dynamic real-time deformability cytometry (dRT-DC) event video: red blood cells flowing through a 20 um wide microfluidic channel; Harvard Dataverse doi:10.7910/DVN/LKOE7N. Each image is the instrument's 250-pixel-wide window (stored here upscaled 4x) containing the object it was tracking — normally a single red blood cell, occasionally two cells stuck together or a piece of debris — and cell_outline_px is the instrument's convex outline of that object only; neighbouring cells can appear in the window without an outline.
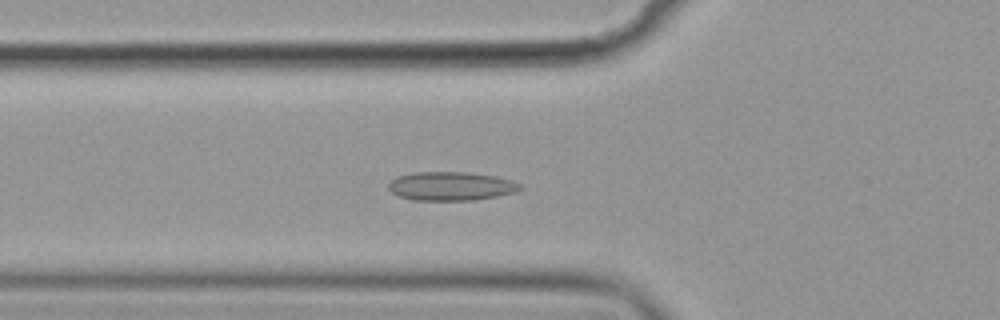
{"species": "common noctule bat (a hibernating species)", "species_latin": "Nyctalus noctula", "temperature_condition": "cold", "stored_images_in_passage": 41, "camera_frame_rate_fps": 3000, "um_per_image_px": 0.085, "animal": {"sex": "female", "body_mass_g": 19.9}, "frame": {"image": 1, "passage_image": 5, "time_ms": 1.333, "image_size_px": [1000, 320], "cell_outline_px": [[524, 188], [516, 192], [496, 196], [472, 200], [412, 200], [400, 196], [392, 192], [388, 188], [388, 184], [396, 176], [412, 172], [468, 172], [496, 176], [512, 180], [520, 184]], "centroid_in_image_um": [38.34, 15.81], "position_along_channel_um": 87.5, "area_um2": 22.14}}
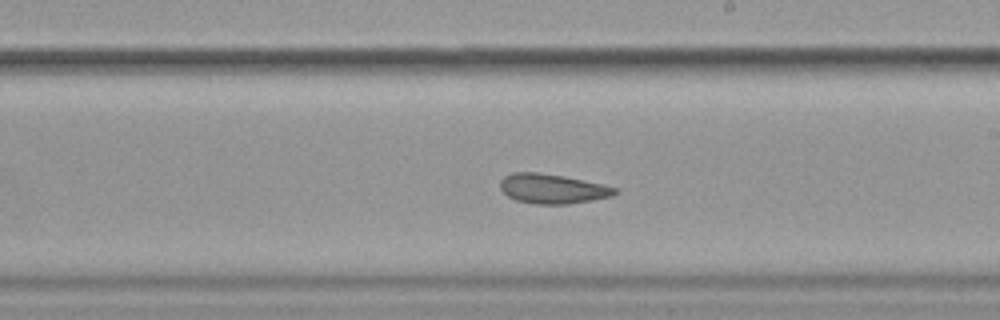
{"frame": {"image": 2, "passage_image": 18, "time_ms": 5.667, "image_size_px": [1000, 320], "cell_outline_px": [[620, 192], [612, 196], [592, 200], [568, 204], [536, 204], [516, 200], [508, 196], [500, 188], [500, 180], [504, 176], [512, 172], [536, 172], [564, 176], [600, 184], [616, 188]], "centroid_in_image_um": [46.94, 16.04], "position_along_channel_um": 242.1, "area_um2": 19.71}}
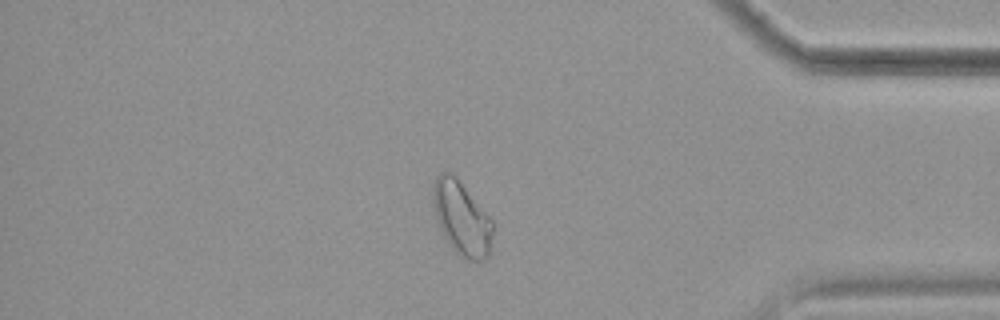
{"frame": {"image": 3, "passage_image": 33, "time_ms": 10.667, "image_size_px": [1000, 320], "cell_outline_px": [[492, 236], [488, 256], [484, 260], [468, 260], [460, 256], [452, 248], [444, 236], [440, 228], [436, 216], [432, 200], [432, 188], [436, 176], [440, 172], [452, 172], [456, 176], [492, 220]], "centroid_in_image_um": [39.22, 18.53], "position_along_channel_um": 396.0, "area_um2": 25.49}, "authors_computed_cell_mechanics": {"area_um2": 21.0392, "velocity_mm_per_s": 3.5652, "shape_relaxation_time_tau1_ms": null, "shape_relaxation_time_tau2_ms": 4.6391, "deformation_change_tau1": null, "deformation_change_tau2": 0.1012}}